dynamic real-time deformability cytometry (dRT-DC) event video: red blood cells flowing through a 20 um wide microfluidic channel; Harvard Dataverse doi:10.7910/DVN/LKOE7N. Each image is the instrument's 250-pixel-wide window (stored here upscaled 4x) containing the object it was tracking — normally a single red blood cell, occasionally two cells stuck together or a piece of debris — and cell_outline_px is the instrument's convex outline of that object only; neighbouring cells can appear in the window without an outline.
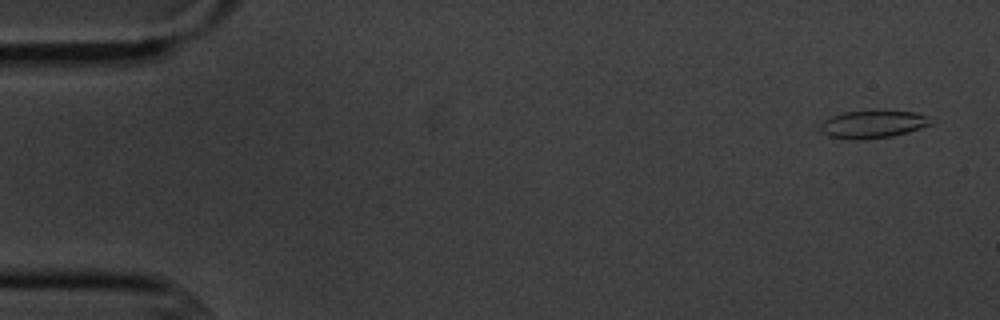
{"species": "common noctule bat (a hibernating species)", "species_latin": "Nyctalus noctula", "temperature_condition": "cold", "stored_images_in_passage": 4, "camera_frame_rate_fps": 3000, "um_per_image_px": 0.085, "animal": {"sex": "male", "body_mass_g": 20.1, "forearm_length_mm": 53.5}, "frame": {"image": 1, "passage_image": 1, "time_ms": 0.0, "image_size_px": [1000, 320], "cell_outline_px": [[936, 120], [932, 124], [908, 132], [892, 136], [860, 140], [852, 140], [828, 136], [820, 132], [820, 124], [824, 120], [832, 116], [844, 112], [884, 108], [916, 112], [928, 116]], "centroid_in_image_um": [74.24, 10.52], "position_along_channel_um": 10.8, "area_um2": 18.73}}
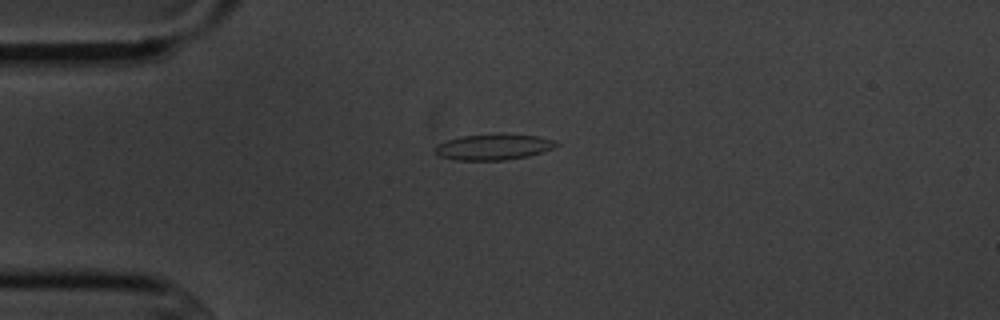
{"frame": {"image": 2, "passage_image": 4, "time_ms": 3.667, "image_size_px": [1000, 320], "cell_outline_px": [[560, 144], [552, 148], [528, 156], [504, 160], [456, 160], [440, 156], [432, 152], [432, 148], [436, 144], [448, 140], [464, 136], [496, 132], [504, 132], [536, 136], [556, 140]], "centroid_in_image_um": [41.92, 12.46], "position_along_channel_um": 43.1, "area_um2": 18.73}}